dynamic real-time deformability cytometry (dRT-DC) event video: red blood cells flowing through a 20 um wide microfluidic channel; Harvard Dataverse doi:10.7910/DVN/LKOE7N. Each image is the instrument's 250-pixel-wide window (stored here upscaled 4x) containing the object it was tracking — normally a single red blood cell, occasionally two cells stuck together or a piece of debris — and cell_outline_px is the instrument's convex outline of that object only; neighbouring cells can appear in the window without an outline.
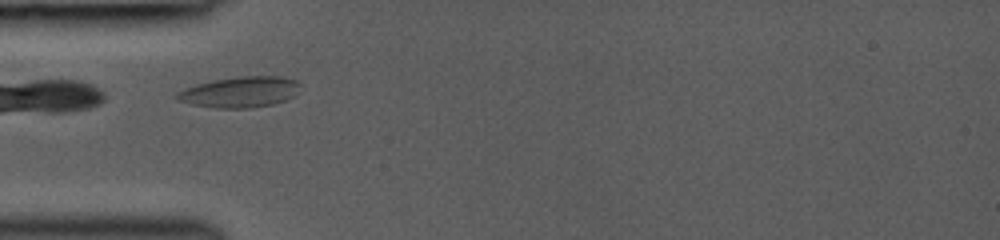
{"species": "common noctule bat (a hibernating species)", "species_latin": "Nyctalus noctula", "temperature_condition": "room temperature", "stored_images_in_passage": 19, "camera_frame_rate_fps": 3000, "um_per_image_px": 0.085, "animal": {"sex": "female", "body_mass_g": 19.0, "forearm_length_mm": 53.3}, "frame": {"image": 1, "passage_image": 1, "time_ms": 0.0, "image_size_px": [1000, 240], "cell_outline_px": [[300, 92], [284, 100], [272, 104], [252, 108], [216, 108], [192, 104], [176, 100], [176, 92], [184, 88], [196, 84], [212, 80], [236, 76], [284, 76], [296, 80], [300, 84]], "centroid_in_image_um": [20.4, 7.81], "position_along_channel_um": 64.6, "area_um2": 22.37}}
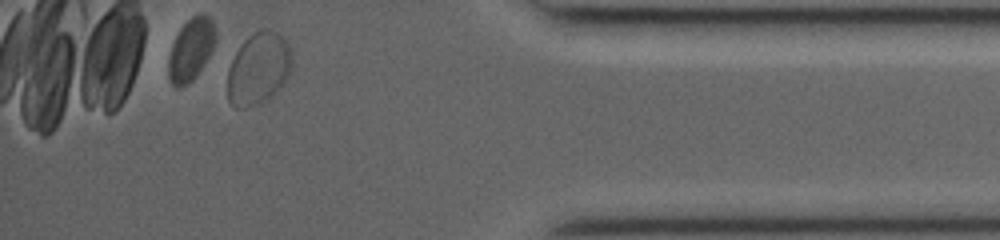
{"frame": {"image": 2, "passage_image": 19, "time_ms": 9.0, "image_size_px": [1000, 240], "cell_outline_px": [[292, 64], [288, 76], [272, 96], [256, 104], [244, 108], [236, 108], [228, 100], [228, 68], [240, 44], [248, 36], [260, 28], [272, 28], [280, 32], [288, 44], [292, 52]], "centroid_in_image_um": [21.98, 5.77], "position_along_channel_um": 413.2, "area_um2": 27.28}}